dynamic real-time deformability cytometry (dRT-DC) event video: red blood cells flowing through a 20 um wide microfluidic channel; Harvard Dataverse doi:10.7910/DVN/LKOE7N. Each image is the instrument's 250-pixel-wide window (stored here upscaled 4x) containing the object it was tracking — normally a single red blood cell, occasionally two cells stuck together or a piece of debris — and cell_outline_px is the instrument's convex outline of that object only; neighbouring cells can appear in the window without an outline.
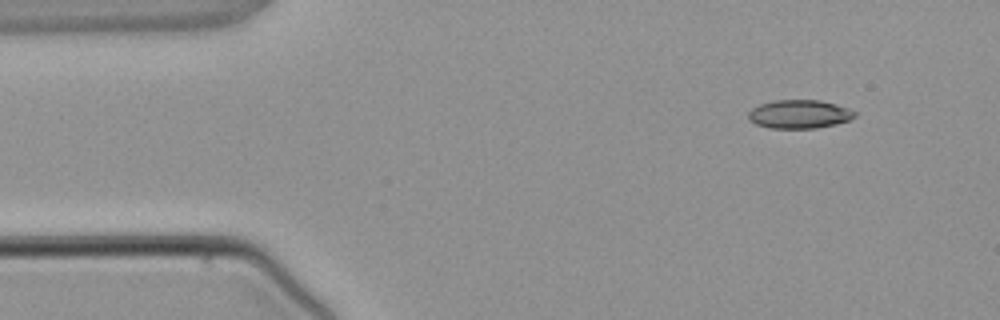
{"species": "common noctule bat (a hibernating species)", "species_latin": "Nyctalus noctula", "temperature_condition": "warm", "stored_images_in_passage": 3, "camera_frame_rate_fps": 3000, "um_per_image_px": 0.085, "animal": {"sex": "male", "body_mass_g": 21.5, "forearm_length_mm": 52.0}, "frame": {"image": 1, "passage_image": 1, "time_ms": 0.0, "image_size_px": [1000, 320], "cell_outline_px": [[856, 116], [848, 120], [836, 124], [816, 128], [768, 128], [756, 124], [748, 120], [748, 112], [752, 108], [760, 104], [772, 100], [820, 100], [836, 104], [848, 108], [856, 112]], "centroid_in_image_um": [67.92, 9.7], "position_along_channel_um": 17.1, "area_um2": 17.8}}
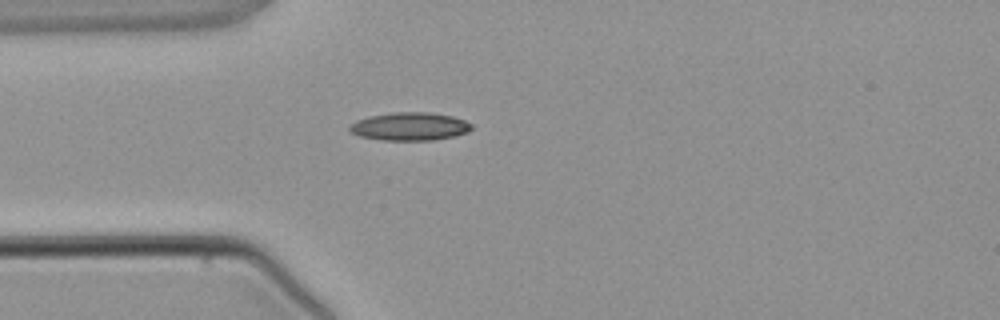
{"frame": {"image": 2, "passage_image": 3, "time_ms": 2.333, "image_size_px": [1000, 320], "cell_outline_px": [[472, 128], [468, 132], [452, 136], [432, 140], [380, 140], [360, 136], [348, 132], [348, 128], [356, 120], [368, 116], [392, 112], [428, 112], [452, 116], [464, 120], [472, 124]], "centroid_in_image_um": [34.79, 10.74], "position_along_channel_um": 50.2, "area_um2": 20.0}}